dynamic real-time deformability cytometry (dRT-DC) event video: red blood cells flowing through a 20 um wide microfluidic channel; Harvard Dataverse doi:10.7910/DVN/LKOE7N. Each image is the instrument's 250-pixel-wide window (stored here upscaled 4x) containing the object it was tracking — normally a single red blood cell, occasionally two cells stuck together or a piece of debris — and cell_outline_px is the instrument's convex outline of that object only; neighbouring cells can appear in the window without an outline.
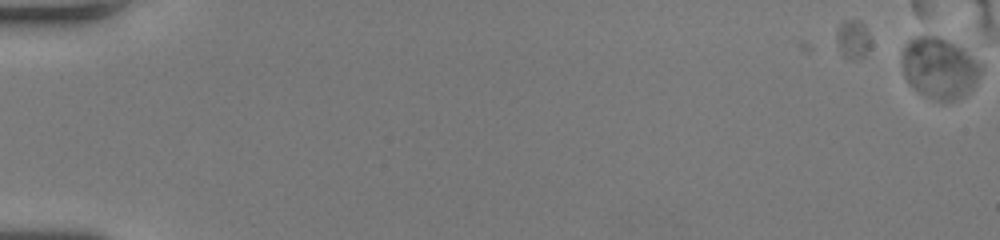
{"species": "human", "species_latin": "Homo sapiens", "temperature_condition": "room temperature", "stored_images_in_passage": 5, "camera_frame_rate_fps": 3000, "um_per_image_px": 0.085, "donor": {"sex": "female"}, "frame": {"image": 1, "passage_image": 5, "time_ms": 1.333, "image_size_px": [1000, 240], "cell_outline_px": [[980, 72], [976, 80], [960, 96], [952, 100], [936, 100], [924, 96], [912, 88], [908, 84], [904, 76], [900, 60], [904, 48], [908, 40], [920, 36], [932, 36], [944, 40], [960, 48], [980, 68]], "centroid_in_image_um": [79.7, 5.8], "position_along_channel_um": 5.3, "area_um2": 26.82}}